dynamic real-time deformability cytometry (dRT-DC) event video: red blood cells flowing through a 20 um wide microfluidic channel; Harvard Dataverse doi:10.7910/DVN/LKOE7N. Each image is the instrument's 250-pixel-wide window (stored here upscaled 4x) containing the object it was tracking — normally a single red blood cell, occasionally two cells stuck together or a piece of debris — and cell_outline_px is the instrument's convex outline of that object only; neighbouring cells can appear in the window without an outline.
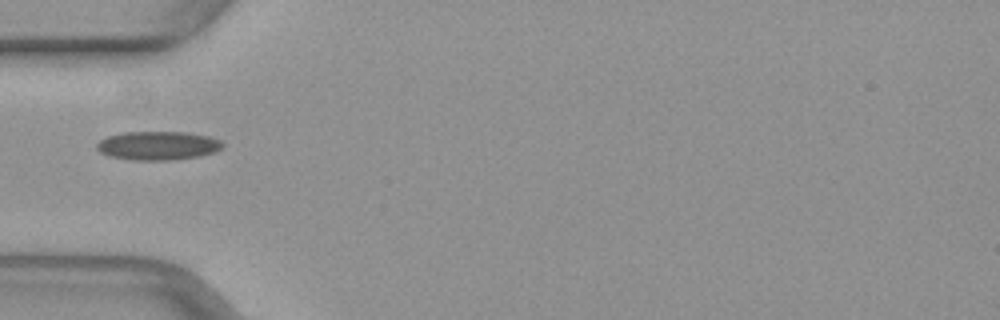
{"species": "common noctule bat (a hibernating species)", "species_latin": "Nyctalus noctula", "temperature_condition": "warm", "stored_images_in_passage": 34, "camera_frame_rate_fps": 3000, "um_per_image_px": 0.085, "animal": {"sex": "female", "body_mass_g": 29.2, "forearm_length_mm": 56.3}, "frame": {"image": 1, "passage_image": 1, "time_ms": 0.0, "image_size_px": [1000, 320], "cell_outline_px": [[224, 144], [220, 148], [212, 152], [200, 156], [168, 160], [132, 160], [112, 156], [100, 152], [96, 148], [96, 144], [100, 140], [108, 136], [124, 132], [188, 132], [208, 136], [220, 140]], "centroid_in_image_um": [13.41, 12.37], "position_along_channel_um": 71.6, "area_um2": 20.87}}
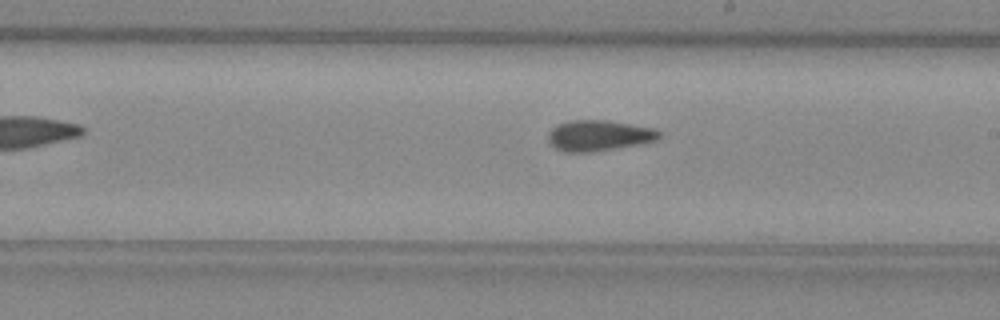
{"frame": {"image": 2, "passage_image": 13, "time_ms": 4.0, "image_size_px": [1000, 320], "cell_outline_px": [[660, 136], [656, 140], [644, 144], [592, 152], [564, 152], [556, 148], [548, 140], [548, 132], [556, 124], [568, 120], [608, 120], [652, 128], [660, 132]], "centroid_in_image_um": [50.89, 11.52], "position_along_channel_um": 238.1, "area_um2": 20.06}}
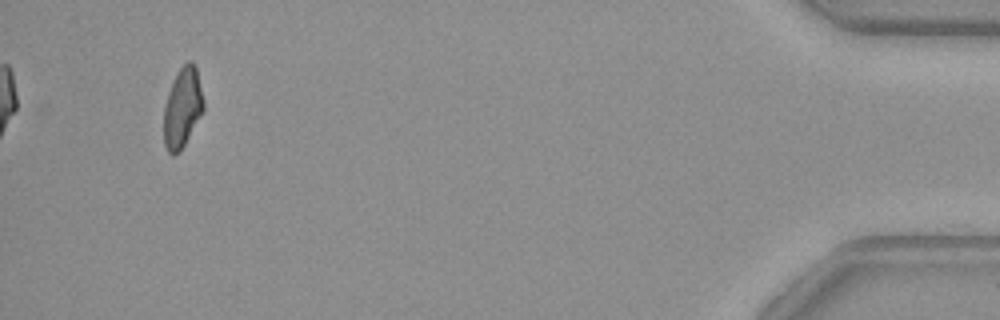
{"frame": {"image": 3, "passage_image": 32, "time_ms": 10.333, "image_size_px": [1000, 320], "cell_outline_px": [[204, 108], [180, 152], [172, 156], [168, 152], [164, 144], [164, 108], [168, 92], [176, 72], [188, 60], [192, 60], [196, 68], [204, 100]], "centroid_in_image_um": [15.5, 9.14], "position_along_channel_um": 419.7, "area_um2": 18.38}}